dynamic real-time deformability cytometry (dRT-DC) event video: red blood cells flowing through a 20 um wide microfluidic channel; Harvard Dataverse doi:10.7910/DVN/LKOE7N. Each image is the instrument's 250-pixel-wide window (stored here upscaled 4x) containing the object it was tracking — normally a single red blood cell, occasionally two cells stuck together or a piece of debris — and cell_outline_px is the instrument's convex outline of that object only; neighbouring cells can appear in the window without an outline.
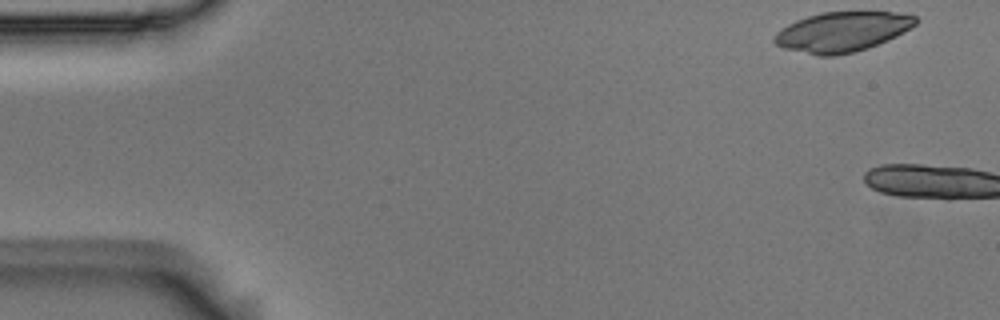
{"species": "Egyptian fruit bat (a non-hibernating species)", "species_latin": "Rousettus aegyptiacus", "temperature_condition": "room temperature", "stored_images_in_passage": 3, "camera_frame_rate_fps": 3000, "um_per_image_px": 0.085, "animal": {"sex": "male"}, "frame": {"image": 1, "passage_image": 1, "time_ms": 0.0, "image_size_px": [1000, 320], "cell_outline_px": [[916, 24], [896, 36], [888, 40], [868, 48], [836, 56], [816, 56], [784, 48], [776, 44], [772, 40], [772, 36], [776, 32], [788, 24], [796, 20], [820, 12], [892, 12], [916, 16]], "centroid_in_image_um": [71.53, 2.71], "position_along_channel_um": 13.5, "area_um2": 32.77}}